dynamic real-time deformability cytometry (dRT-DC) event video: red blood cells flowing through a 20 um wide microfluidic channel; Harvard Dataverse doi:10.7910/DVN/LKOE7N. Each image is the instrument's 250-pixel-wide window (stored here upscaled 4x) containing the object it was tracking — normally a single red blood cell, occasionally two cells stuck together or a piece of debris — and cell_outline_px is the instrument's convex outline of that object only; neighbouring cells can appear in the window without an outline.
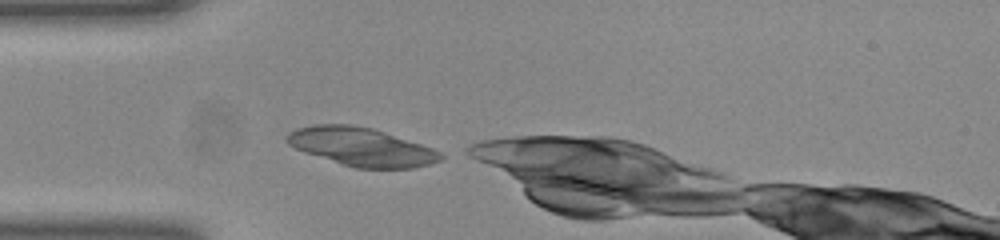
{"species": "common noctule bat (a hibernating species)", "species_latin": "Nyctalus noctula", "temperature_condition": "room temperature", "stored_images_in_passage": 37, "segment_of_instrument_passage": [1, 2], "camera_frame_rate_fps": 3000, "um_per_image_px": 0.085, "animal": {"sex": "female", "body_mass_g": 23.0, "forearm_length_mm": 53.4}, "frame": {"image": 1, "passage_image": 1, "time_ms": 0.0, "image_size_px": [1000, 240], "cell_outline_px": [[444, 156], [440, 160], [432, 164], [412, 168], [356, 168], [304, 152], [288, 144], [284, 140], [296, 128], [316, 124], [352, 124], [372, 128], [432, 148], [440, 152]], "centroid_in_image_um": [30.72, 12.48], "position_along_channel_um": 54.3, "area_um2": 33.99}}